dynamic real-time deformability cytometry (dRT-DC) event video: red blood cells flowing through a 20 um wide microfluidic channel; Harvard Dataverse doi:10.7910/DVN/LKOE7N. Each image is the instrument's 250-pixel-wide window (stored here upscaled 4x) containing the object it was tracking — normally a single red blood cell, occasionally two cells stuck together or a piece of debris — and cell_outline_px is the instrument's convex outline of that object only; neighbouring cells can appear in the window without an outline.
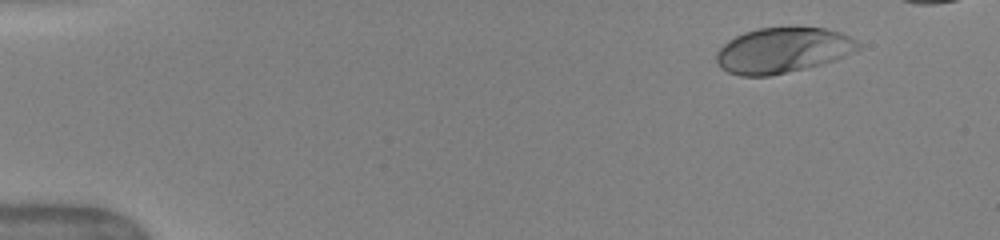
{"species": "human", "species_latin": "Homo sapiens", "temperature_condition": "warm", "stored_images_in_passage": 47, "camera_frame_rate_fps": 3000, "um_per_image_px": 0.085, "donor": {"sex": "female"}, "frame": {"image": 1, "passage_image": 5, "time_ms": 1.333, "image_size_px": [1000, 240], "cell_outline_px": [[860, 48], [844, 56], [820, 64], [804, 68], [768, 76], [740, 76], [728, 72], [720, 68], [716, 60], [716, 52], [728, 40], [744, 32], [760, 28], [828, 28], [840, 32], [856, 40], [860, 44]], "centroid_in_image_um": [66.5, 4.28], "position_along_channel_um": 18.5, "area_um2": 37.11}}
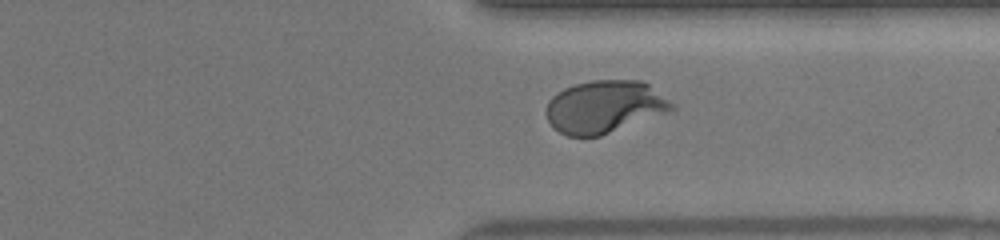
{"frame": {"image": 2, "passage_image": 39, "time_ms": 12.667, "image_size_px": [1000, 240], "cell_outline_px": [[676, 108], [672, 112], [600, 136], [568, 136], [552, 128], [544, 112], [548, 100], [552, 96], [564, 88], [576, 84], [592, 80], [640, 80], [648, 84], [676, 104]], "centroid_in_image_um": [51.41, 9.08], "position_along_channel_um": 360.0, "area_um2": 39.02}}
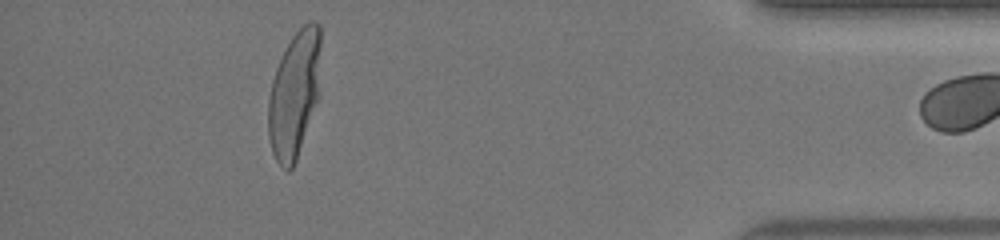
{"frame": {"image": 3, "passage_image": 46, "time_ms": 15.0, "image_size_px": [1000, 240], "cell_outline_px": [[320, 96], [296, 160], [292, 168], [288, 172], [276, 160], [272, 152], [268, 136], [268, 100], [272, 80], [276, 68], [292, 36], [308, 20], [316, 20], [320, 24]], "centroid_in_image_um": [25.04, 7.99], "position_along_channel_um": 410.2, "area_um2": 39.13}}